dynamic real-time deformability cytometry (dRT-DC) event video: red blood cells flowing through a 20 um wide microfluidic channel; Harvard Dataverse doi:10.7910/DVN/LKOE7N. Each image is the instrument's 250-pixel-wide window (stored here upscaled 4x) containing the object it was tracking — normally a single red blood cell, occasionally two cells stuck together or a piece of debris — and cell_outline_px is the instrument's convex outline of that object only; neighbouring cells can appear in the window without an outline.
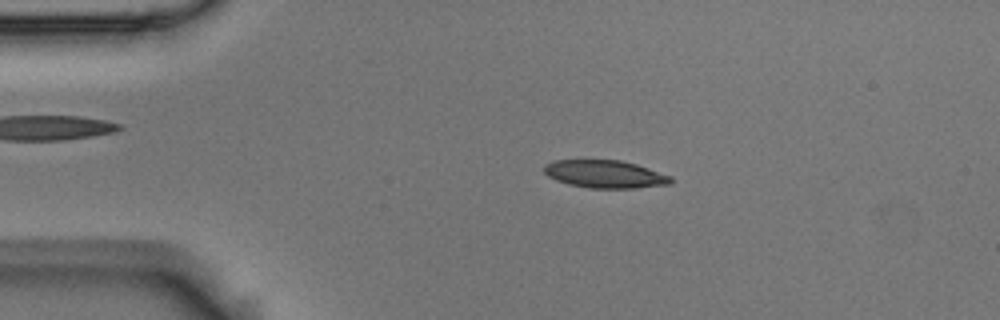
{"species": "Egyptian fruit bat (a non-hibernating species)", "species_latin": "Rousettus aegyptiacus", "temperature_condition": "room temperature", "stored_images_in_passage": 5, "camera_frame_rate_fps": 3000, "um_per_image_px": 0.085, "animal": {"sex": "male"}, "frame": {"image": 1, "passage_image": 2, "time_ms": 0.333, "image_size_px": [1000, 320], "cell_outline_px": [[672, 184], [636, 188], [592, 188], [568, 184], [556, 180], [548, 176], [544, 172], [544, 164], [552, 160], [620, 160], [636, 164], [672, 176]], "centroid_in_image_um": [51.43, 14.8], "position_along_channel_um": 33.6, "area_um2": 20.58}}
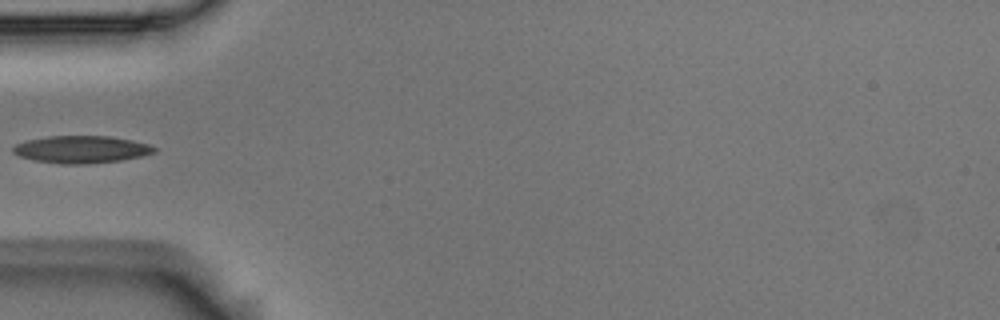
{"frame": {"image": 2, "passage_image": 4, "time_ms": 1.0, "image_size_px": [1000, 320], "cell_outline_px": [[156, 152], [144, 156], [120, 160], [88, 164], [60, 164], [32, 160], [20, 156], [12, 152], [12, 148], [16, 144], [28, 140], [48, 136], [108, 136], [132, 140], [148, 144], [156, 148]], "centroid_in_image_um": [6.92, 12.71], "position_along_channel_um": 78.1, "area_um2": 22.54}}
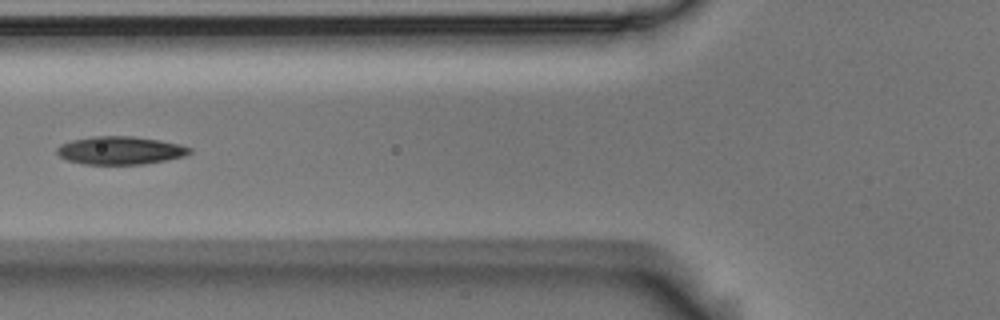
{"frame": {"image": 3, "passage_image": 5, "time_ms": 1.333, "image_size_px": [1000, 320], "cell_outline_px": [[192, 152], [184, 156], [144, 164], [84, 164], [64, 160], [56, 152], [56, 148], [60, 144], [72, 140], [96, 136], [132, 136], [180, 144], [192, 148]], "centroid_in_image_um": [10.18, 12.79], "position_along_channel_um": 115.6, "area_um2": 21.62}}